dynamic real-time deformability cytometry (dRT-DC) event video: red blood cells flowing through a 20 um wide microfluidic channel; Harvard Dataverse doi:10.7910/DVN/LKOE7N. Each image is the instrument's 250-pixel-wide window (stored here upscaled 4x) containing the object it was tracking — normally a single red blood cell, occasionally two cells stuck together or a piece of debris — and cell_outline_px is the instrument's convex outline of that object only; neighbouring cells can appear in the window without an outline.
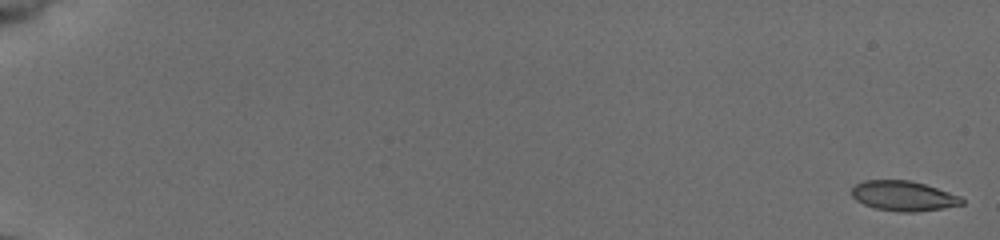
{"species": "common noctule bat (a hibernating species)", "species_latin": "Nyctalus noctula", "temperature_condition": "cold", "stored_images_in_passage": 54, "camera_frame_rate_fps": 3000, "um_per_image_px": 0.085, "animal": {"sex": "female", "body_mass_g": 19.5, "forearm_length_mm": 54.1}, "frame": {"image": 1, "passage_image": 1, "time_ms": 0.0, "image_size_px": [1000, 240], "cell_outline_px": [[964, 204], [944, 208], [912, 212], [900, 212], [872, 208], [856, 200], [852, 196], [852, 188], [856, 184], [864, 180], [908, 180], [924, 184], [960, 196], [964, 200]], "centroid_in_image_um": [76.78, 16.66], "position_along_channel_um": 8.2, "area_um2": 19.19}}
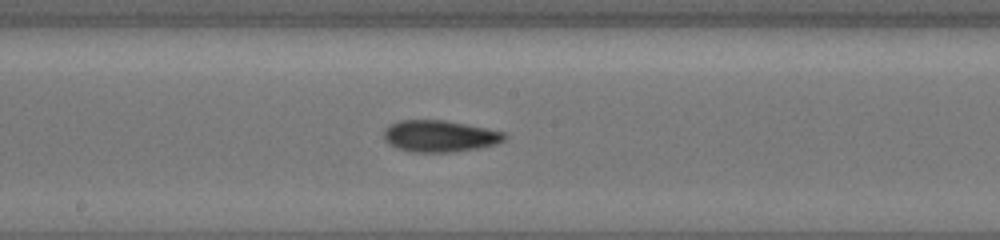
{"frame": {"image": 2, "passage_image": 32, "time_ms": 10.333, "image_size_px": [1000, 240], "cell_outline_px": [[508, 136], [504, 140], [496, 144], [480, 148], [452, 152], [408, 152], [396, 148], [388, 144], [384, 140], [384, 128], [400, 120], [440, 120], [464, 124], [504, 132]], "centroid_in_image_um": [37.34, 11.59], "position_along_channel_um": 210.9, "area_um2": 22.25}}
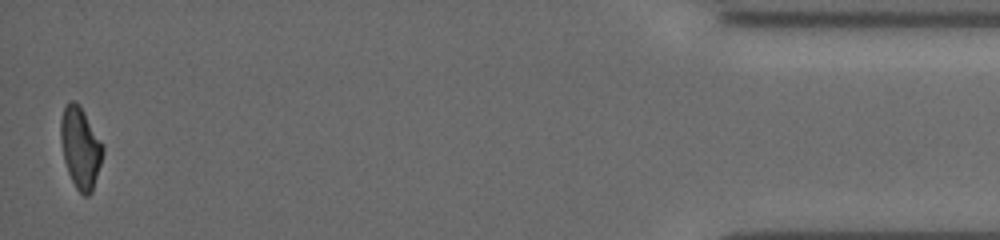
{"frame": {"image": 3, "passage_image": 54, "time_ms": 17.667, "image_size_px": [1000, 240], "cell_outline_px": [[104, 152], [92, 192], [88, 196], [84, 196], [76, 188], [68, 172], [64, 160], [60, 140], [60, 120], [64, 108], [72, 100], [80, 108], [104, 144]], "centroid_in_image_um": [6.84, 12.61], "position_along_channel_um": 428.4, "area_um2": 19.65}, "authors_computed_cell_mechanics": {"area_um2": 20.6924, "velocity_mm_per_s": 3.957, "shape_relaxation_time_tau1_ms": 7.5168, "shape_relaxation_time_tau2_ms": 4.4941, "deformation_change_tau1": 0.1735, "deformation_change_tau2": 0.1009}}